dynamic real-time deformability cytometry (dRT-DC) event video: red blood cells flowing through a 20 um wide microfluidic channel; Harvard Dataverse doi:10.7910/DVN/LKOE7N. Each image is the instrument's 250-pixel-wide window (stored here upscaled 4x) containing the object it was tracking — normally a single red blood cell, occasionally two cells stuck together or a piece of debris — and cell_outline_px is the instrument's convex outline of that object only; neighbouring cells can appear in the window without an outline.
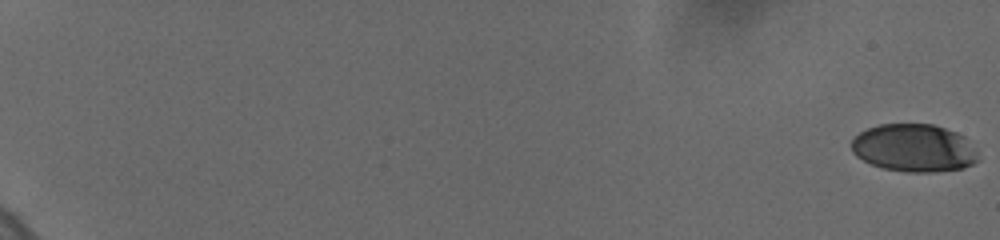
{"species": "human", "species_latin": "Homo sapiens", "temperature_condition": "cold", "stored_images_in_passage": 13, "camera_frame_rate_fps": 3000, "um_per_image_px": 0.085, "donor": {"sex": "female"}, "frame": {"image": 1, "passage_image": 1, "time_ms": 0.0, "image_size_px": [1000, 240], "cell_outline_px": [[980, 160], [964, 168], [936, 172], [904, 172], [884, 168], [872, 164], [856, 156], [852, 152], [852, 140], [860, 132], [868, 128], [880, 124], [932, 124], [956, 132], [964, 136], [976, 152]], "centroid_in_image_um": [77.7, 12.59], "position_along_channel_um": 7.3, "area_um2": 35.2}}
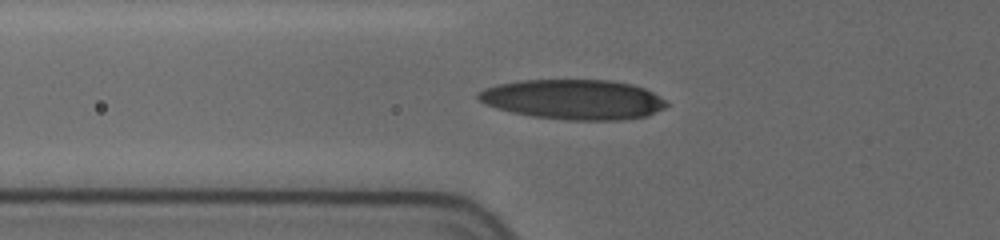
{"frame": {"image": 2, "passage_image": 11, "time_ms": 8.333, "image_size_px": [1000, 240], "cell_outline_px": [[668, 104], [664, 108], [648, 116], [620, 120], [568, 120], [532, 116], [512, 112], [496, 108], [484, 104], [476, 96], [476, 92], [484, 88], [496, 84], [520, 80], [612, 80], [632, 84], [644, 88], [652, 92], [664, 100]], "centroid_in_image_um": [48.71, 8.45], "position_along_channel_um": 77.1, "area_um2": 43.99}}
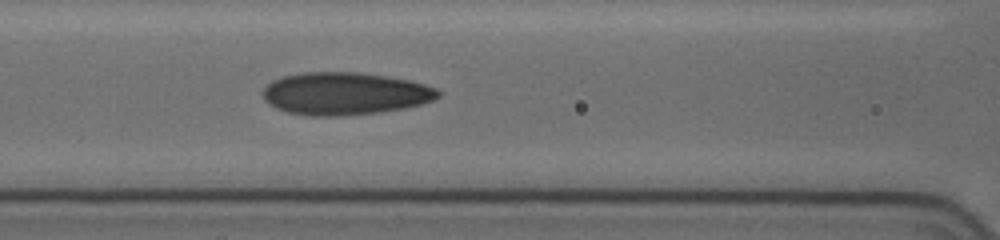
{"frame": {"image": 3, "passage_image": 13, "time_ms": 10.0, "image_size_px": [1000, 240], "cell_outline_px": [[440, 96], [432, 100], [420, 104], [404, 108], [380, 112], [336, 116], [312, 116], [288, 112], [276, 108], [268, 104], [264, 100], [260, 92], [272, 80], [284, 76], [300, 72], [360, 72], [388, 76], [408, 80], [424, 84], [436, 88], [440, 92]], "centroid_in_image_um": [29.27, 7.95], "position_along_channel_um": 137.3, "area_um2": 43.58}}